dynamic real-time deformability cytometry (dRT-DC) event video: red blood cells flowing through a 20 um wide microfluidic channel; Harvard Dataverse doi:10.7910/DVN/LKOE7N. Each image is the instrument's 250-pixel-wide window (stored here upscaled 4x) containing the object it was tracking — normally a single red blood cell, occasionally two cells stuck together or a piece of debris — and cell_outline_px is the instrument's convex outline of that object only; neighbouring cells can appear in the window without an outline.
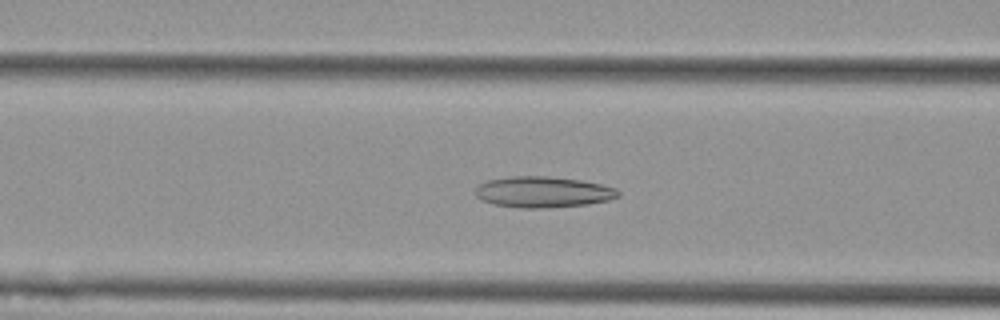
{"species": "Egyptian fruit bat (a non-hibernating species)", "species_latin": "Rousettus aegyptiacus", "temperature_condition": "cold", "stored_images_in_passage": 42, "camera_frame_rate_fps": 3000, "um_per_image_px": 0.085, "animal": {"sex": "female"}, "frame": {"image": 1, "passage_image": 11, "time_ms": 3.333, "image_size_px": [1000, 320], "cell_outline_px": [[620, 196], [608, 200], [588, 204], [548, 208], [520, 208], [492, 204], [480, 200], [476, 196], [476, 188], [480, 184], [488, 180], [512, 176], [548, 176], [580, 180], [600, 184], [616, 188], [620, 192]], "centroid_in_image_um": [46.15, 16.33], "position_along_channel_um": 120.4, "area_um2": 25.89}}
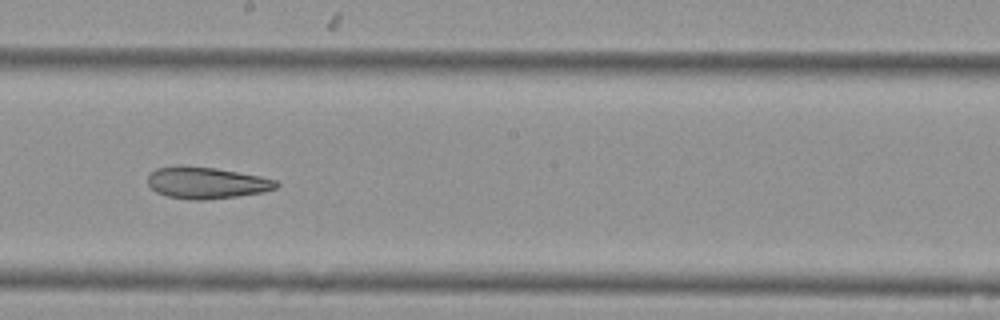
{"frame": {"image": 2, "passage_image": 20, "time_ms": 6.333, "image_size_px": [1000, 320], "cell_outline_px": [[280, 184], [276, 188], [264, 192], [236, 196], [204, 200], [192, 200], [168, 196], [156, 192], [148, 184], [148, 176], [156, 168], [180, 164], [216, 168], [260, 176], [276, 180]], "centroid_in_image_um": [17.54, 15.52], "position_along_channel_um": 230.7, "area_um2": 23.81}}
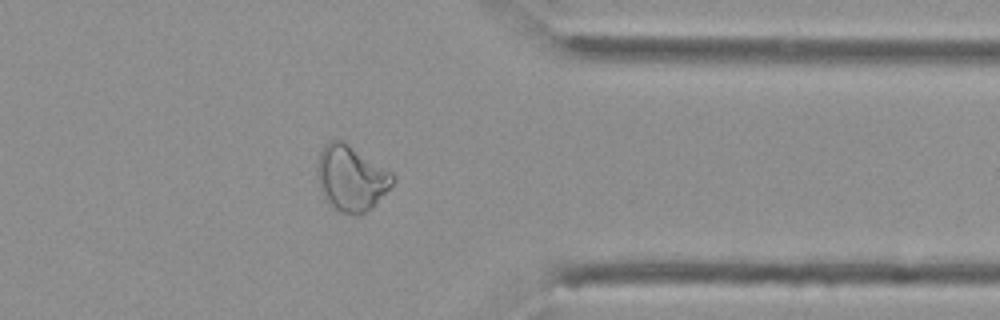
{"frame": {"image": 3, "passage_image": 33, "time_ms": 10.667, "image_size_px": [1000, 320], "cell_outline_px": [[396, 180], [372, 208], [360, 216], [356, 216], [340, 212], [324, 200], [316, 176], [316, 168], [320, 152], [324, 144], [328, 140], [340, 140], [348, 144], [392, 172], [396, 176]], "centroid_in_image_um": [29.83, 15.17], "position_along_channel_um": 381.6, "area_um2": 29.07}, "authors_computed_cell_mechanics": {"area_um2": 25.9233, "velocity_mm_per_s": 3.6852, "shape_relaxation_time_tau1_ms": null, "shape_relaxation_time_tau2_ms": 5.2179, "deformation_change_tau1": null, "deformation_change_tau2": 0.1436}}